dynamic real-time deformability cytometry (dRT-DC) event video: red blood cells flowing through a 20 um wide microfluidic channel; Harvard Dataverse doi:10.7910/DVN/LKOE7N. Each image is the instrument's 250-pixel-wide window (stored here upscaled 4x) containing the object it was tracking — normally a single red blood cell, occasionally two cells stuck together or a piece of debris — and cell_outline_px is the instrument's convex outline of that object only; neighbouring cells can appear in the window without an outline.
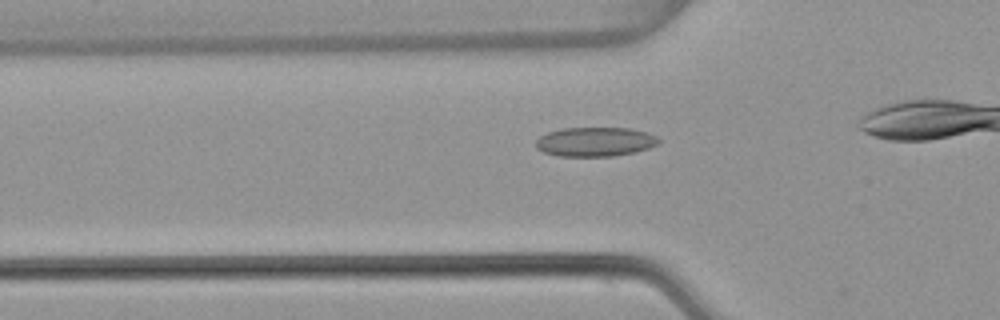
{"species": "common noctule bat (a hibernating species)", "species_latin": "Nyctalus noctula", "temperature_condition": "warm", "stored_images_in_passage": 34, "camera_frame_rate_fps": 3000, "um_per_image_px": 0.085, "animal": {"sex": "female", "body_mass_g": 22.7, "forearm_length_mm": 54.2}, "frame": {"image": 1, "passage_image": 10, "time_ms": 3.0, "image_size_px": [1000, 320], "cell_outline_px": [[660, 144], [636, 152], [612, 156], [560, 156], [544, 152], [536, 148], [536, 140], [540, 136], [548, 132], [564, 128], [632, 128], [656, 136], [660, 140]], "centroid_in_image_um": [50.6, 12.05], "position_along_channel_um": 75.2, "area_um2": 20.92}}